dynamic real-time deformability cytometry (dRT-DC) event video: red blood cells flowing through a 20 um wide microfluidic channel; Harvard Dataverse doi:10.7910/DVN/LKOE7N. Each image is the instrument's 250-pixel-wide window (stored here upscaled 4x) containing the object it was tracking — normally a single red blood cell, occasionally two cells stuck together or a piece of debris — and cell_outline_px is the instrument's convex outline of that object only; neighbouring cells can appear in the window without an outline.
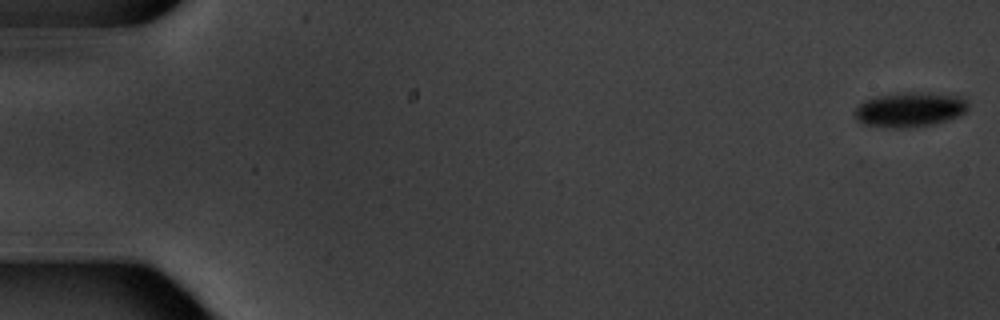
{"species": "common noctule bat (a hibernating species)", "species_latin": "Nyctalus noctula", "temperature_condition": "warm", "stored_images_in_passage": 4, "camera_frame_rate_fps": 3000, "um_per_image_px": 0.085, "animal": {"sex": "male", "body_mass_g": 20.1, "forearm_length_mm": 53.5}, "frame": {"image": 1, "passage_image": 1, "time_ms": 0.0, "image_size_px": [1000, 320], "cell_outline_px": [[968, 108], [964, 112], [948, 120], [932, 124], [912, 128], [888, 128], [860, 124], [852, 112], [864, 100], [876, 96], [908, 92], [928, 92], [964, 96], [968, 100]], "centroid_in_image_um": [77.32, 9.31], "position_along_channel_um": 7.7, "area_um2": 23.41}}